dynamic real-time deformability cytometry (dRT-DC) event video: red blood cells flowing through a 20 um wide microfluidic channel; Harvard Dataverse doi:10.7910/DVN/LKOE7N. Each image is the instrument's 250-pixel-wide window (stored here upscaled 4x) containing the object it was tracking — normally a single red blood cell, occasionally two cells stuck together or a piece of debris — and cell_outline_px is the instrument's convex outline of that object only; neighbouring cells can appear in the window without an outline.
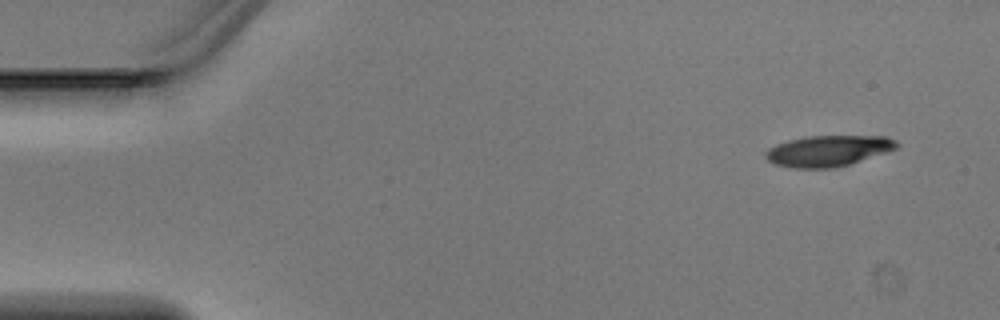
{"species": "Egyptian fruit bat (a non-hibernating species)", "species_latin": "Rousettus aegyptiacus", "temperature_condition": "warm", "stored_images_in_passage": 4, "segment_of_instrument_passage": [1, 2], "camera_frame_rate_fps": 3000, "um_per_image_px": 0.085, "animal": {"sex": "male"}, "frame": {"image": 1, "passage_image": 1, "time_ms": 0.0, "image_size_px": [1000, 320], "cell_outline_px": [[900, 144], [896, 148], [836, 168], [792, 168], [776, 164], [768, 160], [764, 156], [764, 152], [768, 148], [776, 144], [788, 140], [804, 136], [888, 136], [896, 140]], "centroid_in_image_um": [70.35, 12.81], "position_along_channel_um": 14.7, "area_um2": 23.58}}
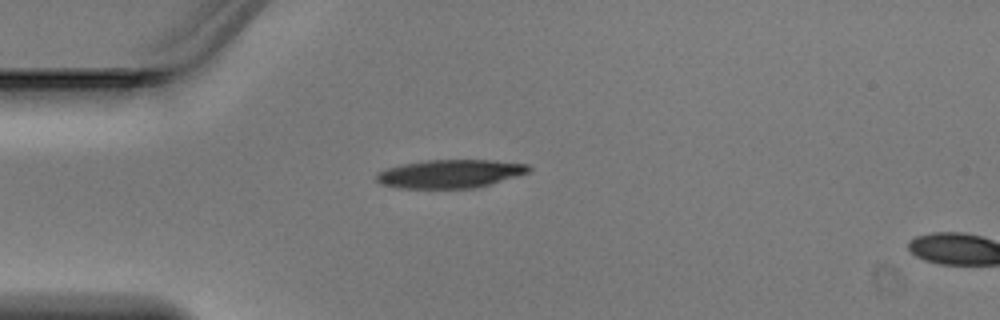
{"frame": {"image": 2, "passage_image": 3, "time_ms": 0.667, "image_size_px": [1000, 320], "cell_outline_px": [[532, 168], [528, 172], [516, 176], [476, 188], [400, 188], [380, 184], [376, 180], [376, 176], [380, 172], [388, 168], [404, 164], [428, 160], [492, 160], [528, 164]], "centroid_in_image_um": [38.27, 14.77], "position_along_channel_um": 46.7, "area_um2": 24.91}}